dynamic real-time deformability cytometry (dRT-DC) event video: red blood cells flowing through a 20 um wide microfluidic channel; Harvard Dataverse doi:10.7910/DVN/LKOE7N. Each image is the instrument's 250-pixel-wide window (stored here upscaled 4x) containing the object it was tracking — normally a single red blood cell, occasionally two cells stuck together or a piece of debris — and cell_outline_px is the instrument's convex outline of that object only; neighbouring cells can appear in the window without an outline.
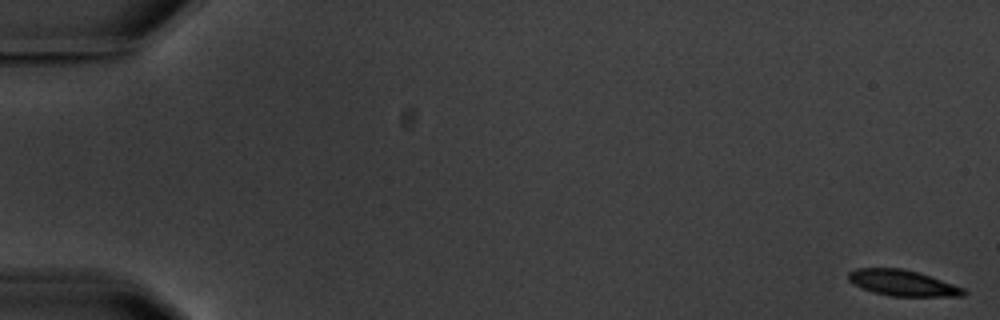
{"species": "common noctule bat (a hibernating species)", "species_latin": "Nyctalus noctula", "temperature_condition": "warm", "stored_images_in_passage": 10, "camera_frame_rate_fps": 3000, "um_per_image_px": 0.085, "animal": {"sex": "male", "body_mass_g": 20.1, "forearm_length_mm": 53.5}, "frame": {"image": 1, "passage_image": 1, "time_ms": 0.0, "image_size_px": [1000, 320], "cell_outline_px": [[968, 292], [964, 296], [892, 296], [872, 292], [852, 284], [848, 280], [848, 272], [856, 268], [904, 268], [964, 288]], "centroid_in_image_um": [76.68, 24.05], "position_along_channel_um": 8.3, "area_um2": 17.28}}
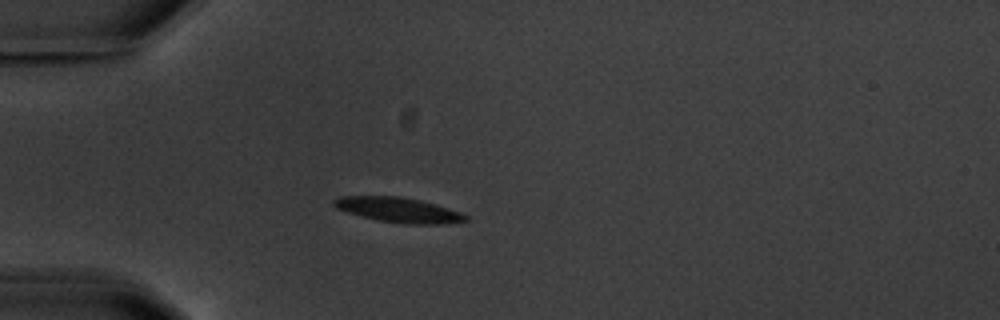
{"frame": {"image": 2, "passage_image": 5, "time_ms": 5.333, "image_size_px": [1000, 320], "cell_outline_px": [[468, 220], [444, 224], [404, 224], [380, 220], [348, 212], [336, 208], [332, 204], [332, 200], [340, 196], [400, 196], [420, 200], [436, 204], [460, 212], [468, 216]], "centroid_in_image_um": [33.88, 17.83], "position_along_channel_um": 51.1, "area_um2": 19.02}}